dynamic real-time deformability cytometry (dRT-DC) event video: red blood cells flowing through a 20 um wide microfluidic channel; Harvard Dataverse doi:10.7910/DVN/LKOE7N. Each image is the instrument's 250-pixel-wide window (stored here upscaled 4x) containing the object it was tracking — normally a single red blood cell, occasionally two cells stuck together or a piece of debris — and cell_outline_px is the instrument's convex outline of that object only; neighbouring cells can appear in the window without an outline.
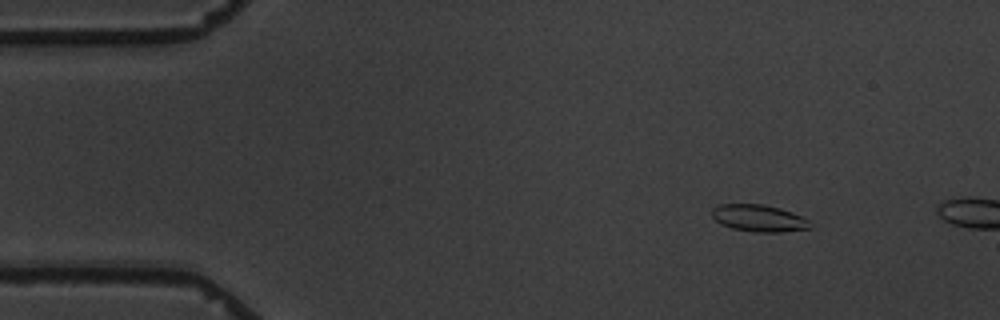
{"species": "common noctule bat (a hibernating species)", "species_latin": "Nyctalus noctula", "temperature_condition": "warm", "stored_images_in_passage": 3, "camera_frame_rate_fps": 3000, "um_per_image_px": 0.085, "animal": {"sex": "male", "body_mass_g": 19.5, "forearm_length_mm": 54.6}, "frame": {"image": 1, "passage_image": 2, "time_ms": 1.0, "image_size_px": [1000, 320], "cell_outline_px": [[812, 228], [780, 232], [752, 232], [732, 228], [720, 224], [712, 216], [712, 208], [720, 204], [760, 204], [780, 208], [792, 212], [808, 220]], "centroid_in_image_um": [64.48, 18.55], "position_along_channel_um": 20.5, "area_um2": 15.37}}